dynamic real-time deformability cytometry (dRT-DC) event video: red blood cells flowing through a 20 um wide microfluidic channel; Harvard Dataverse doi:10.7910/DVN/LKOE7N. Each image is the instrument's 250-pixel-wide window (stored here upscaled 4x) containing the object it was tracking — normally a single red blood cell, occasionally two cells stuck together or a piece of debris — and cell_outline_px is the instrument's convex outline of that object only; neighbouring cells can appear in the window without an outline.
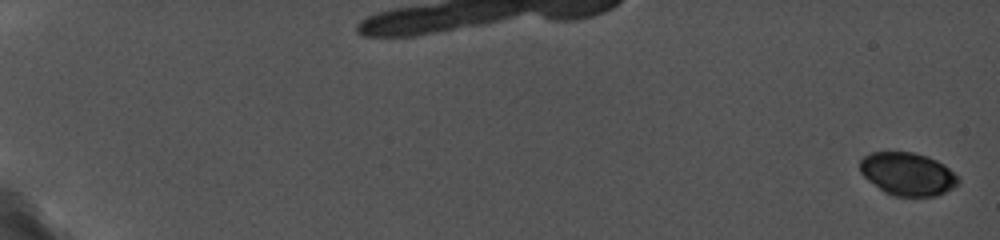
{"species": "common noctule bat (a hibernating species)", "species_latin": "Nyctalus noctula", "temperature_condition": "cold", "stored_images_in_passage": 10, "camera_frame_rate_fps": 5000, "um_per_image_px": 0.085, "animal": {"sex": "female", "body_mass_g": 19.0, "forearm_length_mm": 56.7}, "frame": {"image": 1, "passage_image": 1, "time_ms": 0.0, "image_size_px": [1000, 240], "cell_outline_px": [[960, 180], [952, 188], [936, 196], [892, 196], [884, 192], [868, 180], [860, 172], [860, 160], [864, 156], [872, 152], [912, 152], [928, 156], [944, 164]], "centroid_in_image_um": [77.12, 14.78], "position_along_channel_um": 7.9, "area_um2": 24.45}}
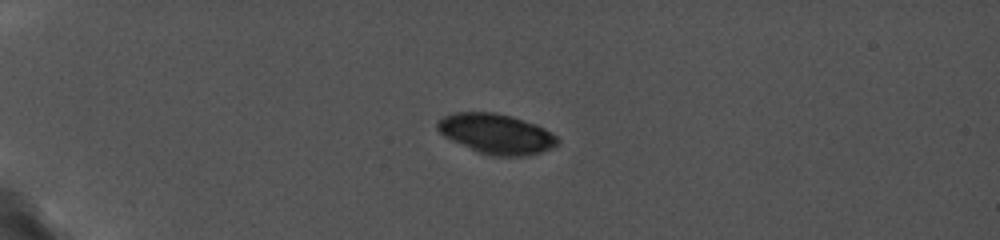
{"frame": {"image": 2, "passage_image": 7, "time_ms": 5.4, "image_size_px": [1000, 240], "cell_outline_px": [[560, 144], [552, 148], [528, 156], [492, 156], [476, 152], [444, 136], [436, 128], [436, 124], [444, 116], [456, 112], [496, 112], [512, 116], [536, 124], [552, 132], [560, 140]], "centroid_in_image_um": [42.22, 11.38], "position_along_channel_um": 42.8, "area_um2": 28.26}}